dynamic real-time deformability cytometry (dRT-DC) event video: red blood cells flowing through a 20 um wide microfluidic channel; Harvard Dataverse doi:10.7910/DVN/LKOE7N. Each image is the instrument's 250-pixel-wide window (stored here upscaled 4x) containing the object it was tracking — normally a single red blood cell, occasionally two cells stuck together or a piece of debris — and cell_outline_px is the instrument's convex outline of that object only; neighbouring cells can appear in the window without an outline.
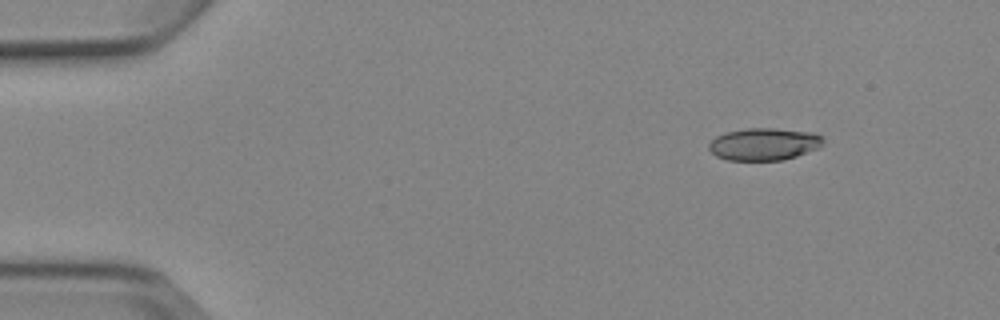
{"species": "Egyptian fruit bat (a non-hibernating species)", "species_latin": "Rousettus aegyptiacus", "temperature_condition": "cold", "stored_images_in_passage": 4, "camera_frame_rate_fps": 3000, "um_per_image_px": 0.085, "animal": {"sex": "female"}, "frame": {"image": 1, "passage_image": 2, "time_ms": 1.333, "image_size_px": [1000, 320], "cell_outline_px": [[824, 144], [820, 148], [784, 160], [728, 160], [716, 156], [708, 148], [708, 144], [716, 136], [724, 132], [744, 128], [776, 128], [812, 132], [824, 136]], "centroid_in_image_um": [64.97, 12.24], "position_along_channel_um": 20.0, "area_um2": 21.85}}
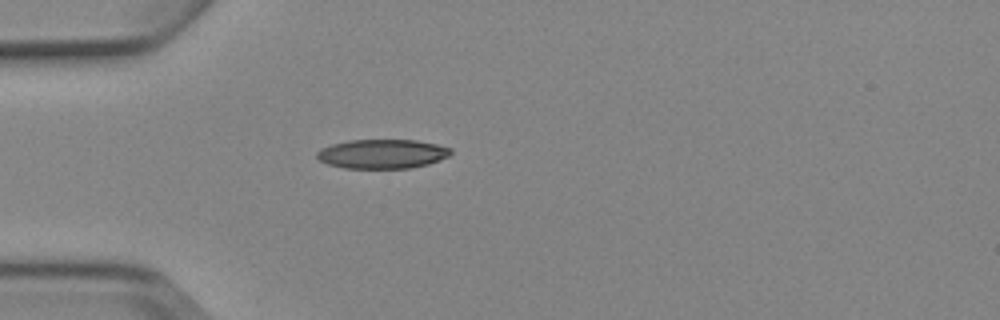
{"frame": {"image": 2, "passage_image": 4, "time_ms": 4.333, "image_size_px": [1000, 320], "cell_outline_px": [[452, 152], [448, 156], [440, 160], [428, 164], [412, 168], [344, 168], [328, 164], [320, 160], [316, 156], [316, 152], [320, 148], [332, 144], [348, 140], [416, 140], [436, 144], [452, 148]], "centroid_in_image_um": [32.49, 13.08], "position_along_channel_um": 52.5, "area_um2": 22.89}}